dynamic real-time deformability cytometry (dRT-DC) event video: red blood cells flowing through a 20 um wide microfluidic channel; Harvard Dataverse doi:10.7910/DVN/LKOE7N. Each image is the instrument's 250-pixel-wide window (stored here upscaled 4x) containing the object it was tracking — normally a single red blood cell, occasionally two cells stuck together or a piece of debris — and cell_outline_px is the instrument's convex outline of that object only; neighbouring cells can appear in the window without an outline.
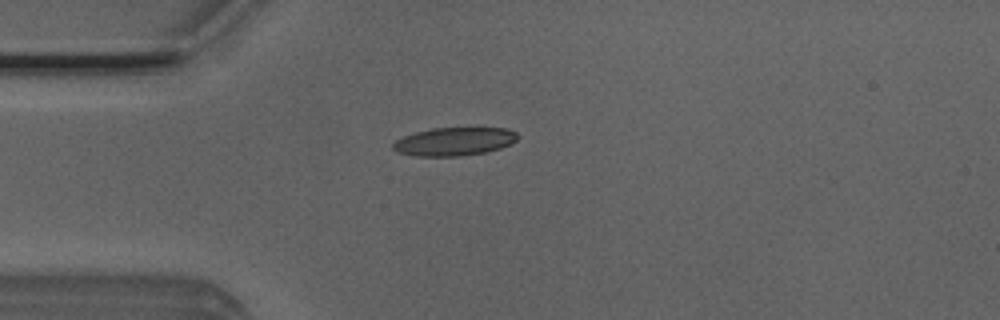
{"species": "Egyptian fruit bat (a non-hibernating species)", "species_latin": "Rousettus aegyptiacus", "temperature_condition": "room temperature", "stored_images_in_passage": 3, "camera_frame_rate_fps": 3000, "um_per_image_px": 0.085, "animal": {"sex": "male"}, "frame": {"image": 1, "passage_image": 3, "time_ms": 0.667, "image_size_px": [1000, 320], "cell_outline_px": [[516, 140], [500, 148], [484, 152], [460, 156], [416, 156], [396, 152], [392, 148], [392, 144], [396, 140], [404, 136], [416, 132], [432, 128], [476, 124], [508, 128], [516, 132]], "centroid_in_image_um": [38.65, 11.96], "position_along_channel_um": 46.4, "area_um2": 21.44}}